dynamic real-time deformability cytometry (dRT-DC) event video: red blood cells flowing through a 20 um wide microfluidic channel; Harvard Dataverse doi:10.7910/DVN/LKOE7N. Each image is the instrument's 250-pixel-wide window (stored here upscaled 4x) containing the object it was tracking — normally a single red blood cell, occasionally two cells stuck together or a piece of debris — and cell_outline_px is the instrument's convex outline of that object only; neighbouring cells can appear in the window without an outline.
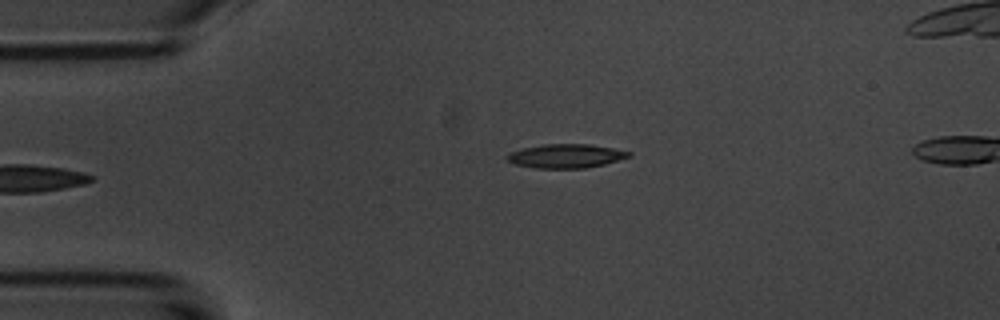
{"species": "common noctule bat (a hibernating species)", "species_latin": "Nyctalus noctula", "temperature_condition": "room temperature", "stored_images_in_passage": 6, "camera_frame_rate_fps": 3000, "um_per_image_px": 0.085, "animal": {"sex": "male", "body_mass_g": 20.1, "forearm_length_mm": 53.5}, "frame": {"image": 1, "passage_image": 6, "time_ms": 5.667, "image_size_px": [1000, 320], "cell_outline_px": [[632, 156], [604, 164], [584, 168], [536, 168], [512, 164], [508, 160], [508, 152], [520, 148], [544, 144], [588, 144], [612, 148], [632, 152]], "centroid_in_image_um": [48.07, 13.25], "position_along_channel_um": 36.9, "area_um2": 16.99}}